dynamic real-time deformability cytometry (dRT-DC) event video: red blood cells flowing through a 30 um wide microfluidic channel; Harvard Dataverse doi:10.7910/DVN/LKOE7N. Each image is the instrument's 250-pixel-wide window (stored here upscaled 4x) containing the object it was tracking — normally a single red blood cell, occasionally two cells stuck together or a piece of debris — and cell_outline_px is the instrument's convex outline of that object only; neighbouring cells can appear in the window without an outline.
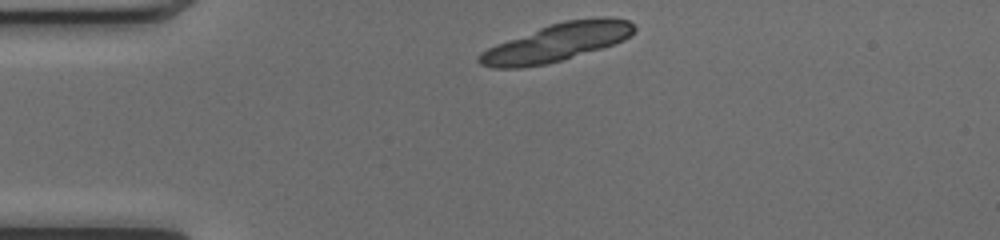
{"species": "common noctule bat (a hibernating species)", "species_latin": "Nyctalus noctula", "temperature_condition": "cold", "stored_images_in_passage": 28, "camera_frame_rate_fps": 3000, "um_per_image_px": 0.085, "animal": {"sex": "female", "body_mass_g": 17.0, "forearm_length_mm": 48.0}, "frame": {"image": 1, "passage_image": 1, "time_ms": 0.0, "image_size_px": [1000, 240], "cell_outline_px": [[636, 28], [624, 40], [600, 48], [548, 64], [520, 68], [492, 68], [480, 64], [476, 60], [476, 56], [480, 52], [496, 44], [540, 28], [564, 20], [596, 16], [608, 16], [628, 20]], "centroid_in_image_um": [47.3, 3.6], "position_along_channel_um": 37.7, "area_um2": 33.99}}